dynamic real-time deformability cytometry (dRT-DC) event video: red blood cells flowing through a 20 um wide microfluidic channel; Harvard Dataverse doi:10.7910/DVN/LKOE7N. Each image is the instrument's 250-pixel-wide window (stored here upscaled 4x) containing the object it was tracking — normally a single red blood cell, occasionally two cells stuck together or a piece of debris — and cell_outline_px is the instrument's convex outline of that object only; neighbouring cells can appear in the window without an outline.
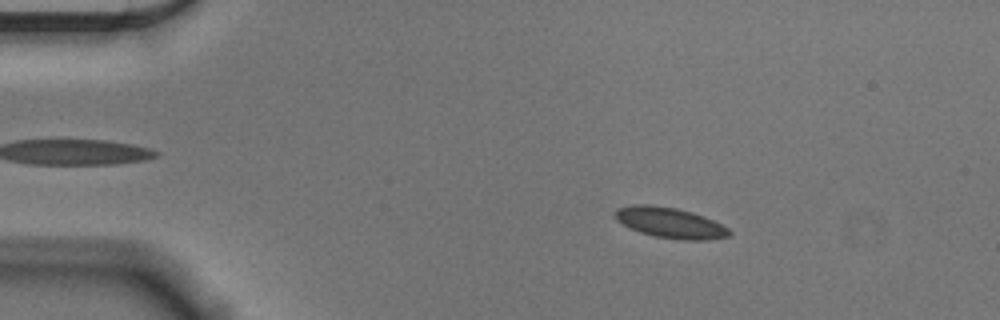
{"species": "Egyptian fruit bat (a non-hibernating species)", "species_latin": "Rousettus aegyptiacus", "temperature_condition": "cold", "stored_images_in_passage": 55, "camera_frame_rate_fps": 3000, "um_per_image_px": 0.085, "animal": {"sex": "male"}, "frame": {"image": 1, "passage_image": 9, "time_ms": 2.667, "image_size_px": [1000, 320], "cell_outline_px": [[732, 232], [728, 236], [708, 240], [680, 240], [656, 236], [640, 232], [616, 220], [616, 208], [632, 204], [648, 204], [676, 208], [692, 212], [704, 216], [728, 228]], "centroid_in_image_um": [56.97, 18.93], "position_along_channel_um": 28.0, "area_um2": 20.17}}
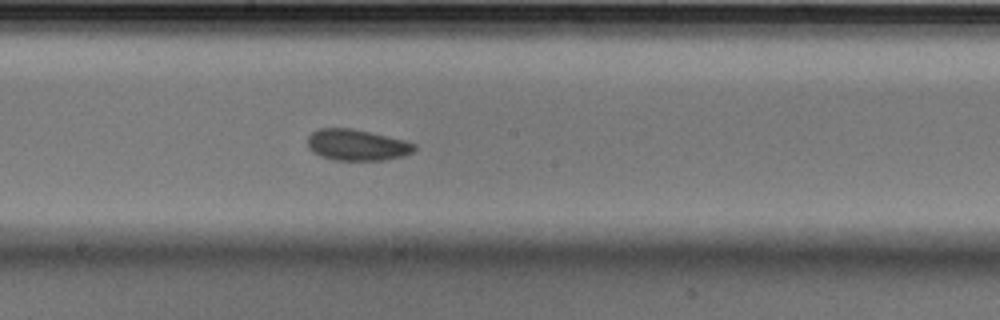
{"frame": {"image": 2, "passage_image": 30, "time_ms": 9.667, "image_size_px": [1000, 320], "cell_outline_px": [[416, 148], [412, 152], [404, 156], [384, 160], [336, 160], [320, 156], [312, 152], [308, 148], [308, 136], [312, 132], [320, 128], [352, 128], [404, 140], [416, 144]], "centroid_in_image_um": [30.33, 12.32], "position_along_channel_um": 217.9, "area_um2": 19.42}}
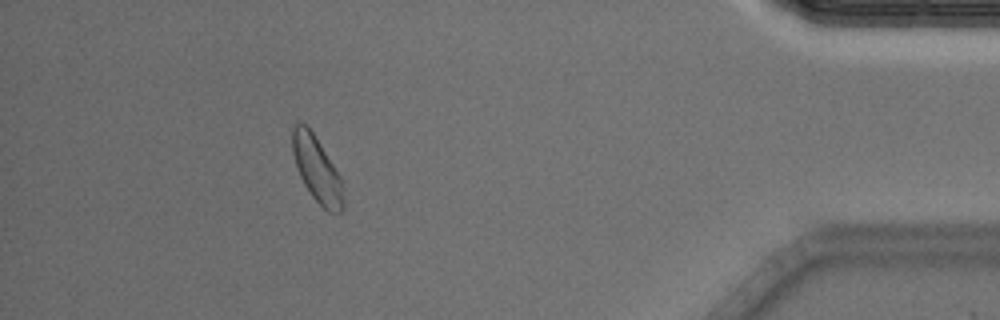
{"frame": {"image": 3, "passage_image": 50, "time_ms": 16.333, "image_size_px": [1000, 320], "cell_outline_px": [[344, 208], [340, 212], [328, 212], [312, 196], [304, 184], [296, 168], [292, 152], [292, 128], [296, 124], [308, 124], [340, 176], [344, 204]], "centroid_in_image_um": [26.91, 14.38], "position_along_channel_um": 408.3, "area_um2": 19.25}, "authors_computed_cell_mechanics": {"area_um2": 19.4786, "velocity_mm_per_s": 3.5922, "shape_relaxation_time_tau1_ms": 3.7281, "shape_relaxation_time_tau2_ms": 3.3144, "deformation_change_tau1": 0.0605, "deformation_change_tau2": 0.0878}}